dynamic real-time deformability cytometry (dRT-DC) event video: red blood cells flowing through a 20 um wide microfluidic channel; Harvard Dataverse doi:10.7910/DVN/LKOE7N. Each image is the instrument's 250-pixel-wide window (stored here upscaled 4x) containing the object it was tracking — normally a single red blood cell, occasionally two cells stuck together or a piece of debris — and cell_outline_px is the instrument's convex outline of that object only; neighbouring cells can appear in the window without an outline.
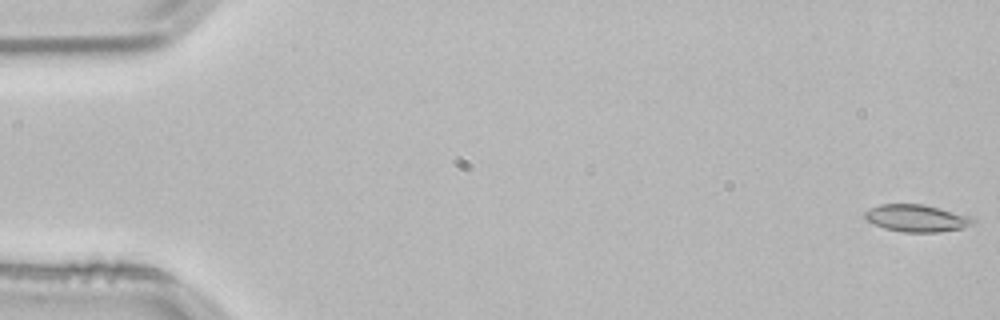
{"species": "common noctule bat (a hibernating species)", "species_latin": "Nyctalus noctula", "temperature_condition": "room temperature", "stored_images_in_passage": 53, "camera_frame_rate_fps": 3000, "um_per_image_px": 0.085, "animal": {"sex": "male", "body_mass_g": 21.5, "forearm_length_mm": 52.0}, "frame": {"image": 1, "passage_image": 1, "time_ms": 0.0, "image_size_px": [1000, 320], "cell_outline_px": [[976, 220], [972, 224], [960, 228], [940, 232], [904, 232], [884, 228], [872, 224], [864, 220], [864, 212], [880, 204], [920, 204], [940, 208], [968, 216]], "centroid_in_image_um": [77.85, 18.55], "position_along_channel_um": 7.2, "area_um2": 16.99}}
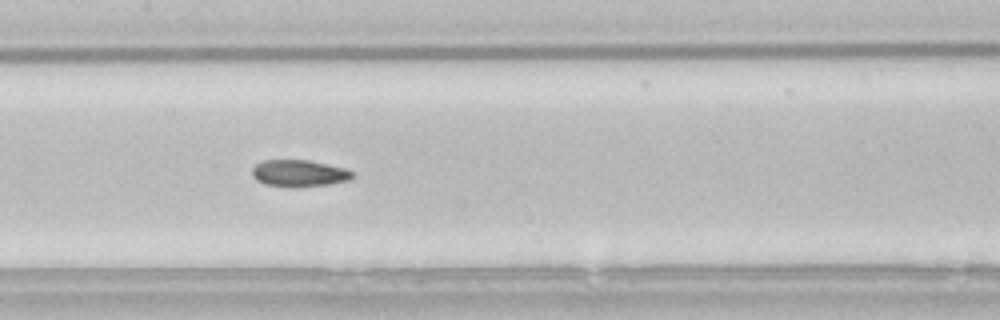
{"frame": {"image": 2, "passage_image": 26, "time_ms": 8.333, "image_size_px": [1000, 320], "cell_outline_px": [[356, 176], [348, 180], [328, 184], [300, 188], [292, 188], [264, 184], [256, 180], [252, 176], [252, 168], [256, 164], [264, 160], [308, 160], [328, 164], [344, 168], [352, 172]], "centroid_in_image_um": [25.4, 14.74], "position_along_channel_um": 182.0, "area_um2": 15.9}}
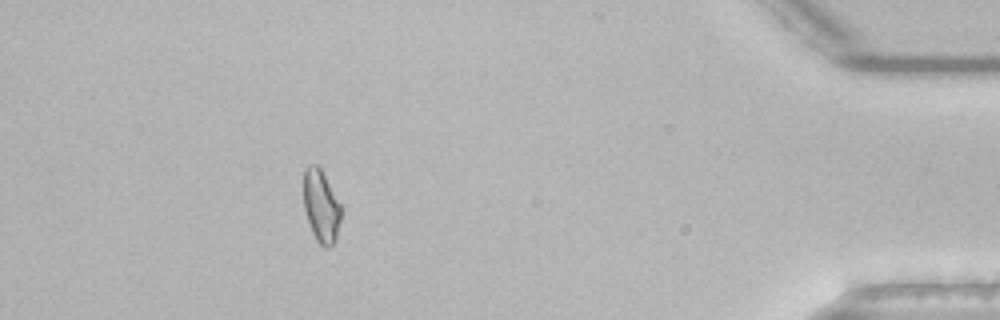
{"frame": {"image": 3, "passage_image": 48, "time_ms": 15.667, "image_size_px": [1000, 320], "cell_outline_px": [[340, 220], [336, 240], [328, 248], [324, 248], [316, 240], [312, 232], [304, 208], [304, 168], [308, 164], [316, 164], [320, 168], [340, 204]], "centroid_in_image_um": [27.28, 17.53], "position_along_channel_um": 407.9, "area_um2": 15.61}, "authors_computed_cell_mechanics": {"area_um2": 16.0684, "velocity_mm_per_s": 3.8414, "shape_relaxation_time_tau1_ms": null, "shape_relaxation_time_tau2_ms": 3.3283, "deformation_change_tau1": null, "deformation_change_tau2": 0.0863}}